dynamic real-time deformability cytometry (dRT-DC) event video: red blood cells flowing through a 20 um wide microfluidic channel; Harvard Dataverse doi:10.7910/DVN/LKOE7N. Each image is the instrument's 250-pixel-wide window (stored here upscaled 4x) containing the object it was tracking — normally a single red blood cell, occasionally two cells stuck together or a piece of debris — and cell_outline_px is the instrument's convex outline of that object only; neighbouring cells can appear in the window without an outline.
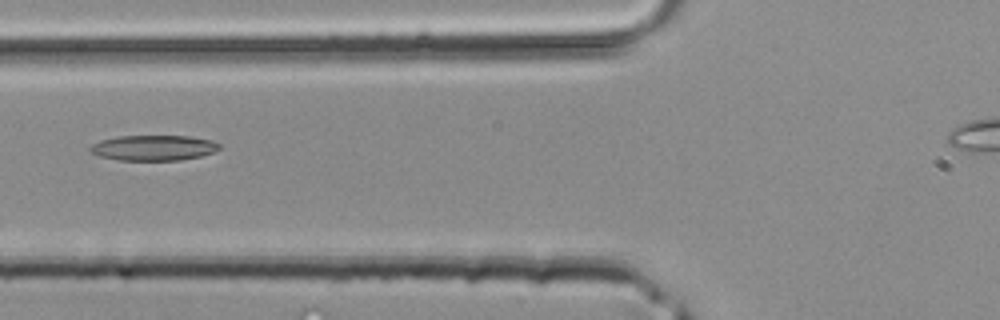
{"species": "common noctule bat (a hibernating species)", "species_latin": "Nyctalus noctula", "temperature_condition": "room temperature", "stored_images_in_passage": 29, "camera_frame_rate_fps": 3000, "um_per_image_px": 0.085, "animal": {"sex": "male", "body_mass_g": 20.4}, "frame": {"image": 1, "passage_image": 9, "time_ms": 2.667, "image_size_px": [1000, 320], "cell_outline_px": [[220, 148], [212, 152], [200, 156], [180, 160], [116, 160], [100, 156], [92, 152], [88, 148], [92, 144], [100, 140], [120, 136], [192, 136], [212, 140], [220, 144]], "centroid_in_image_um": [13.05, 12.56], "position_along_channel_um": 112.7, "area_um2": 19.07}}
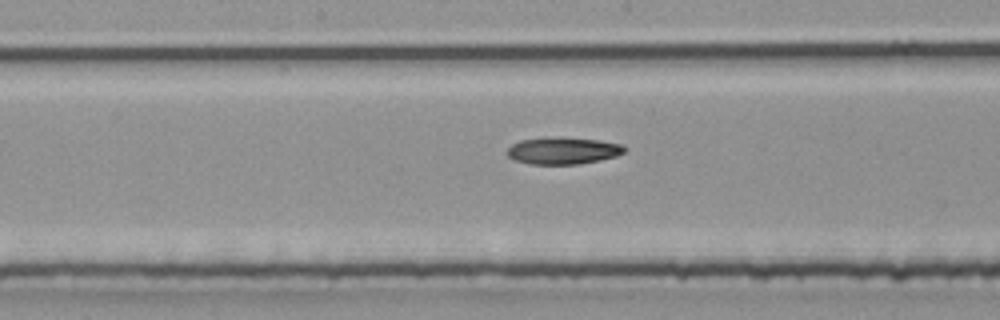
{"frame": {"image": 2, "passage_image": 14, "time_ms": 4.333, "image_size_px": [1000, 320], "cell_outline_px": [[624, 152], [616, 156], [600, 160], [580, 164], [528, 164], [516, 160], [508, 156], [508, 148], [512, 144], [520, 140], [600, 140], [620, 144], [624, 148]], "centroid_in_image_um": [47.86, 12.87], "position_along_channel_um": 200.3, "area_um2": 17.28}}
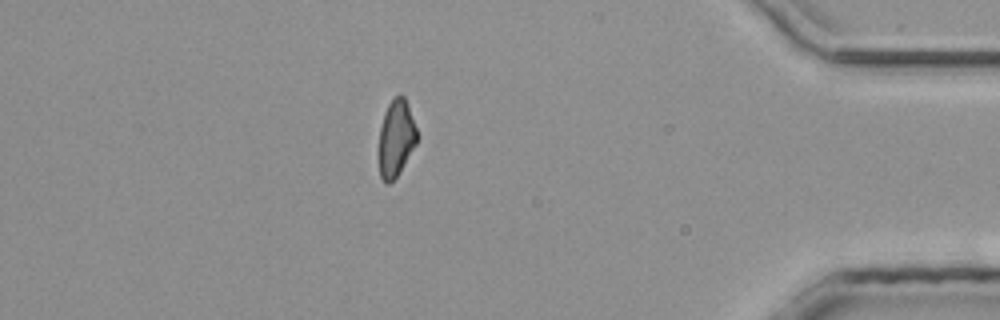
{"frame": {"image": 3, "passage_image": 28, "time_ms": 9.0, "image_size_px": [1000, 320], "cell_outline_px": [[416, 144], [396, 176], [388, 184], [384, 184], [380, 176], [380, 128], [384, 112], [388, 104], [400, 92], [404, 96], [416, 128]], "centroid_in_image_um": [33.65, 11.73], "position_along_channel_um": 401.5, "area_um2": 16.53}}